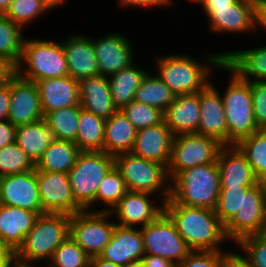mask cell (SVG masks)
Returning a JSON list of instances; mask_svg holds the SVG:
<instances>
[{
	"label": "cell",
	"mask_w": 266,
	"mask_h": 267,
	"mask_svg": "<svg viewBox=\"0 0 266 267\" xmlns=\"http://www.w3.org/2000/svg\"><path fill=\"white\" fill-rule=\"evenodd\" d=\"M145 255L143 236L140 228L116 225L110 242L99 254L100 258L122 267L140 262Z\"/></svg>",
	"instance_id": "cell-20"
},
{
	"label": "cell",
	"mask_w": 266,
	"mask_h": 267,
	"mask_svg": "<svg viewBox=\"0 0 266 267\" xmlns=\"http://www.w3.org/2000/svg\"><path fill=\"white\" fill-rule=\"evenodd\" d=\"M30 170H35V163L16 142L0 149V177Z\"/></svg>",
	"instance_id": "cell-40"
},
{
	"label": "cell",
	"mask_w": 266,
	"mask_h": 267,
	"mask_svg": "<svg viewBox=\"0 0 266 267\" xmlns=\"http://www.w3.org/2000/svg\"><path fill=\"white\" fill-rule=\"evenodd\" d=\"M141 262L143 263L144 267H176L173 262L161 258L157 255H152V254H145L142 257Z\"/></svg>",
	"instance_id": "cell-50"
},
{
	"label": "cell",
	"mask_w": 266,
	"mask_h": 267,
	"mask_svg": "<svg viewBox=\"0 0 266 267\" xmlns=\"http://www.w3.org/2000/svg\"><path fill=\"white\" fill-rule=\"evenodd\" d=\"M254 27L266 31V3L255 5Z\"/></svg>",
	"instance_id": "cell-52"
},
{
	"label": "cell",
	"mask_w": 266,
	"mask_h": 267,
	"mask_svg": "<svg viewBox=\"0 0 266 267\" xmlns=\"http://www.w3.org/2000/svg\"><path fill=\"white\" fill-rule=\"evenodd\" d=\"M157 76L177 95L199 93L210 81V65L190 56L176 54L158 57Z\"/></svg>",
	"instance_id": "cell-8"
},
{
	"label": "cell",
	"mask_w": 266,
	"mask_h": 267,
	"mask_svg": "<svg viewBox=\"0 0 266 267\" xmlns=\"http://www.w3.org/2000/svg\"><path fill=\"white\" fill-rule=\"evenodd\" d=\"M170 182V198L165 202L216 209L220 193L217 162L181 171Z\"/></svg>",
	"instance_id": "cell-3"
},
{
	"label": "cell",
	"mask_w": 266,
	"mask_h": 267,
	"mask_svg": "<svg viewBox=\"0 0 266 267\" xmlns=\"http://www.w3.org/2000/svg\"><path fill=\"white\" fill-rule=\"evenodd\" d=\"M12 254L13 252L10 249L4 247L0 243V267H4L5 263L11 257Z\"/></svg>",
	"instance_id": "cell-57"
},
{
	"label": "cell",
	"mask_w": 266,
	"mask_h": 267,
	"mask_svg": "<svg viewBox=\"0 0 266 267\" xmlns=\"http://www.w3.org/2000/svg\"><path fill=\"white\" fill-rule=\"evenodd\" d=\"M90 257L68 236L55 250L48 267H87Z\"/></svg>",
	"instance_id": "cell-39"
},
{
	"label": "cell",
	"mask_w": 266,
	"mask_h": 267,
	"mask_svg": "<svg viewBox=\"0 0 266 267\" xmlns=\"http://www.w3.org/2000/svg\"><path fill=\"white\" fill-rule=\"evenodd\" d=\"M139 228L145 254L157 255L178 265L192 252L165 212L152 223Z\"/></svg>",
	"instance_id": "cell-11"
},
{
	"label": "cell",
	"mask_w": 266,
	"mask_h": 267,
	"mask_svg": "<svg viewBox=\"0 0 266 267\" xmlns=\"http://www.w3.org/2000/svg\"><path fill=\"white\" fill-rule=\"evenodd\" d=\"M105 121L81 108L74 142L80 151H103Z\"/></svg>",
	"instance_id": "cell-33"
},
{
	"label": "cell",
	"mask_w": 266,
	"mask_h": 267,
	"mask_svg": "<svg viewBox=\"0 0 266 267\" xmlns=\"http://www.w3.org/2000/svg\"><path fill=\"white\" fill-rule=\"evenodd\" d=\"M208 64L215 68L229 70L232 77L225 94H221L225 120L228 129V145H235L242 138L260 130L253 115V104L250 91V82L240 79L224 63L221 55L213 54L206 58Z\"/></svg>",
	"instance_id": "cell-2"
},
{
	"label": "cell",
	"mask_w": 266,
	"mask_h": 267,
	"mask_svg": "<svg viewBox=\"0 0 266 267\" xmlns=\"http://www.w3.org/2000/svg\"><path fill=\"white\" fill-rule=\"evenodd\" d=\"M81 108L107 120L117 111L109 90L108 77L96 75L79 81Z\"/></svg>",
	"instance_id": "cell-27"
},
{
	"label": "cell",
	"mask_w": 266,
	"mask_h": 267,
	"mask_svg": "<svg viewBox=\"0 0 266 267\" xmlns=\"http://www.w3.org/2000/svg\"><path fill=\"white\" fill-rule=\"evenodd\" d=\"M200 118L199 93L175 96L164 112L165 124L174 136L198 133Z\"/></svg>",
	"instance_id": "cell-25"
},
{
	"label": "cell",
	"mask_w": 266,
	"mask_h": 267,
	"mask_svg": "<svg viewBox=\"0 0 266 267\" xmlns=\"http://www.w3.org/2000/svg\"><path fill=\"white\" fill-rule=\"evenodd\" d=\"M44 118L38 87L14 73L10 77V107L7 120L15 127Z\"/></svg>",
	"instance_id": "cell-14"
},
{
	"label": "cell",
	"mask_w": 266,
	"mask_h": 267,
	"mask_svg": "<svg viewBox=\"0 0 266 267\" xmlns=\"http://www.w3.org/2000/svg\"><path fill=\"white\" fill-rule=\"evenodd\" d=\"M67 60L68 75L76 80L99 75L93 41L83 35L69 36L62 41Z\"/></svg>",
	"instance_id": "cell-22"
},
{
	"label": "cell",
	"mask_w": 266,
	"mask_h": 267,
	"mask_svg": "<svg viewBox=\"0 0 266 267\" xmlns=\"http://www.w3.org/2000/svg\"><path fill=\"white\" fill-rule=\"evenodd\" d=\"M265 194H266V181H264Z\"/></svg>",
	"instance_id": "cell-64"
},
{
	"label": "cell",
	"mask_w": 266,
	"mask_h": 267,
	"mask_svg": "<svg viewBox=\"0 0 266 267\" xmlns=\"http://www.w3.org/2000/svg\"><path fill=\"white\" fill-rule=\"evenodd\" d=\"M199 102L201 118L198 134L214 137L223 145H228L223 99L211 81L199 92Z\"/></svg>",
	"instance_id": "cell-19"
},
{
	"label": "cell",
	"mask_w": 266,
	"mask_h": 267,
	"mask_svg": "<svg viewBox=\"0 0 266 267\" xmlns=\"http://www.w3.org/2000/svg\"><path fill=\"white\" fill-rule=\"evenodd\" d=\"M34 261H27L17 257L14 253L11 257L7 260L4 267H34Z\"/></svg>",
	"instance_id": "cell-54"
},
{
	"label": "cell",
	"mask_w": 266,
	"mask_h": 267,
	"mask_svg": "<svg viewBox=\"0 0 266 267\" xmlns=\"http://www.w3.org/2000/svg\"><path fill=\"white\" fill-rule=\"evenodd\" d=\"M12 0H0V14H5Z\"/></svg>",
	"instance_id": "cell-59"
},
{
	"label": "cell",
	"mask_w": 266,
	"mask_h": 267,
	"mask_svg": "<svg viewBox=\"0 0 266 267\" xmlns=\"http://www.w3.org/2000/svg\"><path fill=\"white\" fill-rule=\"evenodd\" d=\"M39 216L34 211L0 204V243L14 253Z\"/></svg>",
	"instance_id": "cell-26"
},
{
	"label": "cell",
	"mask_w": 266,
	"mask_h": 267,
	"mask_svg": "<svg viewBox=\"0 0 266 267\" xmlns=\"http://www.w3.org/2000/svg\"><path fill=\"white\" fill-rule=\"evenodd\" d=\"M43 114L80 104L79 81L69 75L35 82Z\"/></svg>",
	"instance_id": "cell-23"
},
{
	"label": "cell",
	"mask_w": 266,
	"mask_h": 267,
	"mask_svg": "<svg viewBox=\"0 0 266 267\" xmlns=\"http://www.w3.org/2000/svg\"><path fill=\"white\" fill-rule=\"evenodd\" d=\"M136 135L135 127L117 110L105 121L103 151L112 156L131 152Z\"/></svg>",
	"instance_id": "cell-29"
},
{
	"label": "cell",
	"mask_w": 266,
	"mask_h": 267,
	"mask_svg": "<svg viewBox=\"0 0 266 267\" xmlns=\"http://www.w3.org/2000/svg\"><path fill=\"white\" fill-rule=\"evenodd\" d=\"M114 166V156L104 151H81L68 179L72 195L77 204L88 210L95 204L98 186L107 172Z\"/></svg>",
	"instance_id": "cell-6"
},
{
	"label": "cell",
	"mask_w": 266,
	"mask_h": 267,
	"mask_svg": "<svg viewBox=\"0 0 266 267\" xmlns=\"http://www.w3.org/2000/svg\"><path fill=\"white\" fill-rule=\"evenodd\" d=\"M81 105L66 107L44 114V120L54 132L55 138L75 142Z\"/></svg>",
	"instance_id": "cell-37"
},
{
	"label": "cell",
	"mask_w": 266,
	"mask_h": 267,
	"mask_svg": "<svg viewBox=\"0 0 266 267\" xmlns=\"http://www.w3.org/2000/svg\"><path fill=\"white\" fill-rule=\"evenodd\" d=\"M174 134L166 126L165 121L137 131L131 153L146 160L164 165L170 161Z\"/></svg>",
	"instance_id": "cell-21"
},
{
	"label": "cell",
	"mask_w": 266,
	"mask_h": 267,
	"mask_svg": "<svg viewBox=\"0 0 266 267\" xmlns=\"http://www.w3.org/2000/svg\"><path fill=\"white\" fill-rule=\"evenodd\" d=\"M16 128L8 120L0 121V149L15 142Z\"/></svg>",
	"instance_id": "cell-47"
},
{
	"label": "cell",
	"mask_w": 266,
	"mask_h": 267,
	"mask_svg": "<svg viewBox=\"0 0 266 267\" xmlns=\"http://www.w3.org/2000/svg\"><path fill=\"white\" fill-rule=\"evenodd\" d=\"M192 2H196V4H199V3H201L203 0H191Z\"/></svg>",
	"instance_id": "cell-63"
},
{
	"label": "cell",
	"mask_w": 266,
	"mask_h": 267,
	"mask_svg": "<svg viewBox=\"0 0 266 267\" xmlns=\"http://www.w3.org/2000/svg\"><path fill=\"white\" fill-rule=\"evenodd\" d=\"M46 8L50 11V9H54L58 5H62V3L66 0H40Z\"/></svg>",
	"instance_id": "cell-58"
},
{
	"label": "cell",
	"mask_w": 266,
	"mask_h": 267,
	"mask_svg": "<svg viewBox=\"0 0 266 267\" xmlns=\"http://www.w3.org/2000/svg\"><path fill=\"white\" fill-rule=\"evenodd\" d=\"M90 265L92 267H122L103 258H100L99 256L92 257L90 259Z\"/></svg>",
	"instance_id": "cell-56"
},
{
	"label": "cell",
	"mask_w": 266,
	"mask_h": 267,
	"mask_svg": "<svg viewBox=\"0 0 266 267\" xmlns=\"http://www.w3.org/2000/svg\"><path fill=\"white\" fill-rule=\"evenodd\" d=\"M127 188L119 170L113 166L104 176L98 186L95 197V204L105 203L106 207L97 211H109L119 202V200L126 194Z\"/></svg>",
	"instance_id": "cell-38"
},
{
	"label": "cell",
	"mask_w": 266,
	"mask_h": 267,
	"mask_svg": "<svg viewBox=\"0 0 266 267\" xmlns=\"http://www.w3.org/2000/svg\"><path fill=\"white\" fill-rule=\"evenodd\" d=\"M10 107V78L0 87V121L7 120Z\"/></svg>",
	"instance_id": "cell-48"
},
{
	"label": "cell",
	"mask_w": 266,
	"mask_h": 267,
	"mask_svg": "<svg viewBox=\"0 0 266 267\" xmlns=\"http://www.w3.org/2000/svg\"><path fill=\"white\" fill-rule=\"evenodd\" d=\"M262 234L266 236V215H265V224H264V229L262 231Z\"/></svg>",
	"instance_id": "cell-62"
},
{
	"label": "cell",
	"mask_w": 266,
	"mask_h": 267,
	"mask_svg": "<svg viewBox=\"0 0 266 267\" xmlns=\"http://www.w3.org/2000/svg\"><path fill=\"white\" fill-rule=\"evenodd\" d=\"M90 210L70 215L69 236L92 258L110 242L117 224L109 221V211Z\"/></svg>",
	"instance_id": "cell-10"
},
{
	"label": "cell",
	"mask_w": 266,
	"mask_h": 267,
	"mask_svg": "<svg viewBox=\"0 0 266 267\" xmlns=\"http://www.w3.org/2000/svg\"><path fill=\"white\" fill-rule=\"evenodd\" d=\"M55 140L54 132L44 119L16 128L15 142L35 164Z\"/></svg>",
	"instance_id": "cell-30"
},
{
	"label": "cell",
	"mask_w": 266,
	"mask_h": 267,
	"mask_svg": "<svg viewBox=\"0 0 266 267\" xmlns=\"http://www.w3.org/2000/svg\"><path fill=\"white\" fill-rule=\"evenodd\" d=\"M215 33H247L254 27L255 5L249 0H237L228 7H203ZM253 30V31H252Z\"/></svg>",
	"instance_id": "cell-18"
},
{
	"label": "cell",
	"mask_w": 266,
	"mask_h": 267,
	"mask_svg": "<svg viewBox=\"0 0 266 267\" xmlns=\"http://www.w3.org/2000/svg\"><path fill=\"white\" fill-rule=\"evenodd\" d=\"M15 73V68L7 61L0 59V87L8 82V79Z\"/></svg>",
	"instance_id": "cell-53"
},
{
	"label": "cell",
	"mask_w": 266,
	"mask_h": 267,
	"mask_svg": "<svg viewBox=\"0 0 266 267\" xmlns=\"http://www.w3.org/2000/svg\"><path fill=\"white\" fill-rule=\"evenodd\" d=\"M235 146L248 160L259 181H266V130L242 138Z\"/></svg>",
	"instance_id": "cell-36"
},
{
	"label": "cell",
	"mask_w": 266,
	"mask_h": 267,
	"mask_svg": "<svg viewBox=\"0 0 266 267\" xmlns=\"http://www.w3.org/2000/svg\"><path fill=\"white\" fill-rule=\"evenodd\" d=\"M125 267H144V266H143V263L140 261V262H134Z\"/></svg>",
	"instance_id": "cell-60"
},
{
	"label": "cell",
	"mask_w": 266,
	"mask_h": 267,
	"mask_svg": "<svg viewBox=\"0 0 266 267\" xmlns=\"http://www.w3.org/2000/svg\"><path fill=\"white\" fill-rule=\"evenodd\" d=\"M37 184L43 214L73 215L83 211L72 195L67 173L37 171Z\"/></svg>",
	"instance_id": "cell-13"
},
{
	"label": "cell",
	"mask_w": 266,
	"mask_h": 267,
	"mask_svg": "<svg viewBox=\"0 0 266 267\" xmlns=\"http://www.w3.org/2000/svg\"><path fill=\"white\" fill-rule=\"evenodd\" d=\"M237 245L243 251L244 257L254 267H266V236L262 233L242 238Z\"/></svg>",
	"instance_id": "cell-44"
},
{
	"label": "cell",
	"mask_w": 266,
	"mask_h": 267,
	"mask_svg": "<svg viewBox=\"0 0 266 267\" xmlns=\"http://www.w3.org/2000/svg\"><path fill=\"white\" fill-rule=\"evenodd\" d=\"M0 204L43 214L37 184V171L0 177Z\"/></svg>",
	"instance_id": "cell-15"
},
{
	"label": "cell",
	"mask_w": 266,
	"mask_h": 267,
	"mask_svg": "<svg viewBox=\"0 0 266 267\" xmlns=\"http://www.w3.org/2000/svg\"><path fill=\"white\" fill-rule=\"evenodd\" d=\"M266 215L264 182L250 187L241 196L240 210L224 226L228 240L238 243L242 238L262 233Z\"/></svg>",
	"instance_id": "cell-12"
},
{
	"label": "cell",
	"mask_w": 266,
	"mask_h": 267,
	"mask_svg": "<svg viewBox=\"0 0 266 267\" xmlns=\"http://www.w3.org/2000/svg\"><path fill=\"white\" fill-rule=\"evenodd\" d=\"M252 186L220 187L218 204L215 209L220 222L225 226L240 210L241 196Z\"/></svg>",
	"instance_id": "cell-43"
},
{
	"label": "cell",
	"mask_w": 266,
	"mask_h": 267,
	"mask_svg": "<svg viewBox=\"0 0 266 267\" xmlns=\"http://www.w3.org/2000/svg\"><path fill=\"white\" fill-rule=\"evenodd\" d=\"M251 3H253L254 5H258L261 3H266V0H249Z\"/></svg>",
	"instance_id": "cell-61"
},
{
	"label": "cell",
	"mask_w": 266,
	"mask_h": 267,
	"mask_svg": "<svg viewBox=\"0 0 266 267\" xmlns=\"http://www.w3.org/2000/svg\"><path fill=\"white\" fill-rule=\"evenodd\" d=\"M121 111L137 131L164 121L162 110L134 100L124 106Z\"/></svg>",
	"instance_id": "cell-41"
},
{
	"label": "cell",
	"mask_w": 266,
	"mask_h": 267,
	"mask_svg": "<svg viewBox=\"0 0 266 267\" xmlns=\"http://www.w3.org/2000/svg\"><path fill=\"white\" fill-rule=\"evenodd\" d=\"M121 4L132 7H154V6H165L171 3V0H119Z\"/></svg>",
	"instance_id": "cell-51"
},
{
	"label": "cell",
	"mask_w": 266,
	"mask_h": 267,
	"mask_svg": "<svg viewBox=\"0 0 266 267\" xmlns=\"http://www.w3.org/2000/svg\"><path fill=\"white\" fill-rule=\"evenodd\" d=\"M226 252L192 251L176 267H223Z\"/></svg>",
	"instance_id": "cell-45"
},
{
	"label": "cell",
	"mask_w": 266,
	"mask_h": 267,
	"mask_svg": "<svg viewBox=\"0 0 266 267\" xmlns=\"http://www.w3.org/2000/svg\"><path fill=\"white\" fill-rule=\"evenodd\" d=\"M174 93L157 76L147 73L135 92L134 101L156 107L163 112L174 101Z\"/></svg>",
	"instance_id": "cell-35"
},
{
	"label": "cell",
	"mask_w": 266,
	"mask_h": 267,
	"mask_svg": "<svg viewBox=\"0 0 266 267\" xmlns=\"http://www.w3.org/2000/svg\"><path fill=\"white\" fill-rule=\"evenodd\" d=\"M223 267H254L244 255L241 256L238 253L229 252L226 253L225 259L223 262Z\"/></svg>",
	"instance_id": "cell-49"
},
{
	"label": "cell",
	"mask_w": 266,
	"mask_h": 267,
	"mask_svg": "<svg viewBox=\"0 0 266 267\" xmlns=\"http://www.w3.org/2000/svg\"><path fill=\"white\" fill-rule=\"evenodd\" d=\"M224 146L216 138L198 133L174 136L167 166L169 181L181 171L217 162Z\"/></svg>",
	"instance_id": "cell-9"
},
{
	"label": "cell",
	"mask_w": 266,
	"mask_h": 267,
	"mask_svg": "<svg viewBox=\"0 0 266 267\" xmlns=\"http://www.w3.org/2000/svg\"><path fill=\"white\" fill-rule=\"evenodd\" d=\"M151 195L148 192L127 191L110 210L111 215H116L118 219L115 223L121 227L134 228L135 225L144 227L155 221L164 212V204L155 205L150 199Z\"/></svg>",
	"instance_id": "cell-16"
},
{
	"label": "cell",
	"mask_w": 266,
	"mask_h": 267,
	"mask_svg": "<svg viewBox=\"0 0 266 267\" xmlns=\"http://www.w3.org/2000/svg\"><path fill=\"white\" fill-rule=\"evenodd\" d=\"M99 75L109 77L122 69L130 67L133 62L131 43L122 33H109L99 39H92ZM129 41V42H128Z\"/></svg>",
	"instance_id": "cell-17"
},
{
	"label": "cell",
	"mask_w": 266,
	"mask_h": 267,
	"mask_svg": "<svg viewBox=\"0 0 266 267\" xmlns=\"http://www.w3.org/2000/svg\"><path fill=\"white\" fill-rule=\"evenodd\" d=\"M219 54L223 63L240 79L249 82L266 81V46Z\"/></svg>",
	"instance_id": "cell-28"
},
{
	"label": "cell",
	"mask_w": 266,
	"mask_h": 267,
	"mask_svg": "<svg viewBox=\"0 0 266 267\" xmlns=\"http://www.w3.org/2000/svg\"><path fill=\"white\" fill-rule=\"evenodd\" d=\"M114 166L121 173L128 191L148 192L153 195L161 191V205L170 198L171 182H168L167 168L164 165L128 152L115 155Z\"/></svg>",
	"instance_id": "cell-7"
},
{
	"label": "cell",
	"mask_w": 266,
	"mask_h": 267,
	"mask_svg": "<svg viewBox=\"0 0 266 267\" xmlns=\"http://www.w3.org/2000/svg\"><path fill=\"white\" fill-rule=\"evenodd\" d=\"M21 29L24 28L0 14V59L7 61L14 68L22 56L25 37Z\"/></svg>",
	"instance_id": "cell-34"
},
{
	"label": "cell",
	"mask_w": 266,
	"mask_h": 267,
	"mask_svg": "<svg viewBox=\"0 0 266 267\" xmlns=\"http://www.w3.org/2000/svg\"><path fill=\"white\" fill-rule=\"evenodd\" d=\"M23 64L26 65L25 68ZM15 73L32 82L68 76V65L62 42L25 38L22 56L15 67Z\"/></svg>",
	"instance_id": "cell-4"
},
{
	"label": "cell",
	"mask_w": 266,
	"mask_h": 267,
	"mask_svg": "<svg viewBox=\"0 0 266 267\" xmlns=\"http://www.w3.org/2000/svg\"><path fill=\"white\" fill-rule=\"evenodd\" d=\"M137 67L132 64L108 77L112 102L117 110H121L134 100L136 90L148 73L143 68Z\"/></svg>",
	"instance_id": "cell-31"
},
{
	"label": "cell",
	"mask_w": 266,
	"mask_h": 267,
	"mask_svg": "<svg viewBox=\"0 0 266 267\" xmlns=\"http://www.w3.org/2000/svg\"><path fill=\"white\" fill-rule=\"evenodd\" d=\"M80 152L74 142L56 139L37 161L35 170L68 173Z\"/></svg>",
	"instance_id": "cell-32"
},
{
	"label": "cell",
	"mask_w": 266,
	"mask_h": 267,
	"mask_svg": "<svg viewBox=\"0 0 266 267\" xmlns=\"http://www.w3.org/2000/svg\"><path fill=\"white\" fill-rule=\"evenodd\" d=\"M69 233V214H42L14 254L27 261H48Z\"/></svg>",
	"instance_id": "cell-5"
},
{
	"label": "cell",
	"mask_w": 266,
	"mask_h": 267,
	"mask_svg": "<svg viewBox=\"0 0 266 267\" xmlns=\"http://www.w3.org/2000/svg\"><path fill=\"white\" fill-rule=\"evenodd\" d=\"M164 212L192 251H223L228 238L215 210L164 202Z\"/></svg>",
	"instance_id": "cell-1"
},
{
	"label": "cell",
	"mask_w": 266,
	"mask_h": 267,
	"mask_svg": "<svg viewBox=\"0 0 266 267\" xmlns=\"http://www.w3.org/2000/svg\"><path fill=\"white\" fill-rule=\"evenodd\" d=\"M220 187L254 186L259 183L246 157L235 145L224 146L218 156Z\"/></svg>",
	"instance_id": "cell-24"
},
{
	"label": "cell",
	"mask_w": 266,
	"mask_h": 267,
	"mask_svg": "<svg viewBox=\"0 0 266 267\" xmlns=\"http://www.w3.org/2000/svg\"><path fill=\"white\" fill-rule=\"evenodd\" d=\"M250 91L255 122L266 130V81H250Z\"/></svg>",
	"instance_id": "cell-46"
},
{
	"label": "cell",
	"mask_w": 266,
	"mask_h": 267,
	"mask_svg": "<svg viewBox=\"0 0 266 267\" xmlns=\"http://www.w3.org/2000/svg\"><path fill=\"white\" fill-rule=\"evenodd\" d=\"M237 0H203L202 7H228L233 5Z\"/></svg>",
	"instance_id": "cell-55"
},
{
	"label": "cell",
	"mask_w": 266,
	"mask_h": 267,
	"mask_svg": "<svg viewBox=\"0 0 266 267\" xmlns=\"http://www.w3.org/2000/svg\"><path fill=\"white\" fill-rule=\"evenodd\" d=\"M48 11L40 0H12L4 15L23 28Z\"/></svg>",
	"instance_id": "cell-42"
}]
</instances>
